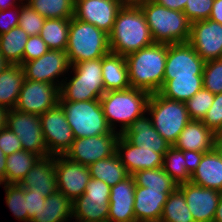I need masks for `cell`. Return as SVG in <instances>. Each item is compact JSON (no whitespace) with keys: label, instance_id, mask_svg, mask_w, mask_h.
Segmentation results:
<instances>
[{"label":"cell","instance_id":"1","mask_svg":"<svg viewBox=\"0 0 222 222\" xmlns=\"http://www.w3.org/2000/svg\"><path fill=\"white\" fill-rule=\"evenodd\" d=\"M108 36L111 53L123 56L155 43L140 7H122Z\"/></svg>","mask_w":222,"mask_h":222},{"label":"cell","instance_id":"2","mask_svg":"<svg viewBox=\"0 0 222 222\" xmlns=\"http://www.w3.org/2000/svg\"><path fill=\"white\" fill-rule=\"evenodd\" d=\"M131 88L158 93L164 83L167 44L154 43L125 56Z\"/></svg>","mask_w":222,"mask_h":222},{"label":"cell","instance_id":"3","mask_svg":"<svg viewBox=\"0 0 222 222\" xmlns=\"http://www.w3.org/2000/svg\"><path fill=\"white\" fill-rule=\"evenodd\" d=\"M150 95L149 92L137 88L105 92L100 102L112 131L122 134L134 120L147 113Z\"/></svg>","mask_w":222,"mask_h":222},{"label":"cell","instance_id":"4","mask_svg":"<svg viewBox=\"0 0 222 222\" xmlns=\"http://www.w3.org/2000/svg\"><path fill=\"white\" fill-rule=\"evenodd\" d=\"M70 70L59 88V101L97 100L104 95L101 58L73 64Z\"/></svg>","mask_w":222,"mask_h":222},{"label":"cell","instance_id":"5","mask_svg":"<svg viewBox=\"0 0 222 222\" xmlns=\"http://www.w3.org/2000/svg\"><path fill=\"white\" fill-rule=\"evenodd\" d=\"M140 8L155 43L188 42L191 22L183 12L168 9L154 0H146Z\"/></svg>","mask_w":222,"mask_h":222},{"label":"cell","instance_id":"6","mask_svg":"<svg viewBox=\"0 0 222 222\" xmlns=\"http://www.w3.org/2000/svg\"><path fill=\"white\" fill-rule=\"evenodd\" d=\"M65 52L71 65L102 58L111 52L109 36L96 26L72 17Z\"/></svg>","mask_w":222,"mask_h":222},{"label":"cell","instance_id":"7","mask_svg":"<svg viewBox=\"0 0 222 222\" xmlns=\"http://www.w3.org/2000/svg\"><path fill=\"white\" fill-rule=\"evenodd\" d=\"M147 114L153 127L171 146L191 120L185 102L165 98L159 93L150 95Z\"/></svg>","mask_w":222,"mask_h":222},{"label":"cell","instance_id":"8","mask_svg":"<svg viewBox=\"0 0 222 222\" xmlns=\"http://www.w3.org/2000/svg\"><path fill=\"white\" fill-rule=\"evenodd\" d=\"M75 139L103 134H119L109 127L100 99L88 101H59Z\"/></svg>","mask_w":222,"mask_h":222},{"label":"cell","instance_id":"9","mask_svg":"<svg viewBox=\"0 0 222 222\" xmlns=\"http://www.w3.org/2000/svg\"><path fill=\"white\" fill-rule=\"evenodd\" d=\"M6 127L19 138L23 150L34 153L40 158L50 155L43 137L39 115L11 109L7 114Z\"/></svg>","mask_w":222,"mask_h":222},{"label":"cell","instance_id":"10","mask_svg":"<svg viewBox=\"0 0 222 222\" xmlns=\"http://www.w3.org/2000/svg\"><path fill=\"white\" fill-rule=\"evenodd\" d=\"M21 66L25 79L51 83L60 88L71 64L65 51L50 49L40 58L25 62Z\"/></svg>","mask_w":222,"mask_h":222},{"label":"cell","instance_id":"11","mask_svg":"<svg viewBox=\"0 0 222 222\" xmlns=\"http://www.w3.org/2000/svg\"><path fill=\"white\" fill-rule=\"evenodd\" d=\"M43 137L50 155H64L74 141L66 114L58 103L40 116Z\"/></svg>","mask_w":222,"mask_h":222},{"label":"cell","instance_id":"12","mask_svg":"<svg viewBox=\"0 0 222 222\" xmlns=\"http://www.w3.org/2000/svg\"><path fill=\"white\" fill-rule=\"evenodd\" d=\"M119 137L120 134H103L74 139L64 156L74 162L89 166L100 159L116 154Z\"/></svg>","mask_w":222,"mask_h":222},{"label":"cell","instance_id":"13","mask_svg":"<svg viewBox=\"0 0 222 222\" xmlns=\"http://www.w3.org/2000/svg\"><path fill=\"white\" fill-rule=\"evenodd\" d=\"M59 97L57 85L24 79L14 109L41 116L59 103Z\"/></svg>","mask_w":222,"mask_h":222},{"label":"cell","instance_id":"14","mask_svg":"<svg viewBox=\"0 0 222 222\" xmlns=\"http://www.w3.org/2000/svg\"><path fill=\"white\" fill-rule=\"evenodd\" d=\"M205 61L188 43L167 44L164 79L203 75Z\"/></svg>","mask_w":222,"mask_h":222},{"label":"cell","instance_id":"15","mask_svg":"<svg viewBox=\"0 0 222 222\" xmlns=\"http://www.w3.org/2000/svg\"><path fill=\"white\" fill-rule=\"evenodd\" d=\"M58 191L74 201L85 193L91 179L88 166L68 159L64 155L54 156Z\"/></svg>","mask_w":222,"mask_h":222},{"label":"cell","instance_id":"16","mask_svg":"<svg viewBox=\"0 0 222 222\" xmlns=\"http://www.w3.org/2000/svg\"><path fill=\"white\" fill-rule=\"evenodd\" d=\"M188 43L205 62L222 58V24L210 19L192 22Z\"/></svg>","mask_w":222,"mask_h":222},{"label":"cell","instance_id":"17","mask_svg":"<svg viewBox=\"0 0 222 222\" xmlns=\"http://www.w3.org/2000/svg\"><path fill=\"white\" fill-rule=\"evenodd\" d=\"M121 8L116 0H75L73 17L109 34Z\"/></svg>","mask_w":222,"mask_h":222},{"label":"cell","instance_id":"18","mask_svg":"<svg viewBox=\"0 0 222 222\" xmlns=\"http://www.w3.org/2000/svg\"><path fill=\"white\" fill-rule=\"evenodd\" d=\"M178 188L183 192L195 222H213L221 191L201 187L191 182L181 183Z\"/></svg>","mask_w":222,"mask_h":222},{"label":"cell","instance_id":"19","mask_svg":"<svg viewBox=\"0 0 222 222\" xmlns=\"http://www.w3.org/2000/svg\"><path fill=\"white\" fill-rule=\"evenodd\" d=\"M116 154L130 175L141 170L155 169L163 166L164 156L161 153L135 146L121 134L117 141Z\"/></svg>","mask_w":222,"mask_h":222},{"label":"cell","instance_id":"20","mask_svg":"<svg viewBox=\"0 0 222 222\" xmlns=\"http://www.w3.org/2000/svg\"><path fill=\"white\" fill-rule=\"evenodd\" d=\"M135 180L129 175L111 186L108 222H136L134 213Z\"/></svg>","mask_w":222,"mask_h":222},{"label":"cell","instance_id":"21","mask_svg":"<svg viewBox=\"0 0 222 222\" xmlns=\"http://www.w3.org/2000/svg\"><path fill=\"white\" fill-rule=\"evenodd\" d=\"M121 135L133 145L151 149L163 156L171 146L153 127L147 113L134 120Z\"/></svg>","mask_w":222,"mask_h":222},{"label":"cell","instance_id":"22","mask_svg":"<svg viewBox=\"0 0 222 222\" xmlns=\"http://www.w3.org/2000/svg\"><path fill=\"white\" fill-rule=\"evenodd\" d=\"M19 185L33 192L41 193L46 198L58 191L54 156L39 158Z\"/></svg>","mask_w":222,"mask_h":222},{"label":"cell","instance_id":"23","mask_svg":"<svg viewBox=\"0 0 222 222\" xmlns=\"http://www.w3.org/2000/svg\"><path fill=\"white\" fill-rule=\"evenodd\" d=\"M174 190H155L136 186L134 194V213L137 221L160 220L164 204Z\"/></svg>","mask_w":222,"mask_h":222},{"label":"cell","instance_id":"24","mask_svg":"<svg viewBox=\"0 0 222 222\" xmlns=\"http://www.w3.org/2000/svg\"><path fill=\"white\" fill-rule=\"evenodd\" d=\"M215 135L202 121L190 120L173 146L182 151L193 150L207 153L215 147Z\"/></svg>","mask_w":222,"mask_h":222},{"label":"cell","instance_id":"25","mask_svg":"<svg viewBox=\"0 0 222 222\" xmlns=\"http://www.w3.org/2000/svg\"><path fill=\"white\" fill-rule=\"evenodd\" d=\"M109 197L82 194L73 201V222H108Z\"/></svg>","mask_w":222,"mask_h":222},{"label":"cell","instance_id":"26","mask_svg":"<svg viewBox=\"0 0 222 222\" xmlns=\"http://www.w3.org/2000/svg\"><path fill=\"white\" fill-rule=\"evenodd\" d=\"M190 182L222 192V157L215 148L203 154L200 164L191 175Z\"/></svg>","mask_w":222,"mask_h":222},{"label":"cell","instance_id":"27","mask_svg":"<svg viewBox=\"0 0 222 222\" xmlns=\"http://www.w3.org/2000/svg\"><path fill=\"white\" fill-rule=\"evenodd\" d=\"M101 68L105 92L131 88L125 56L110 52L101 58Z\"/></svg>","mask_w":222,"mask_h":222},{"label":"cell","instance_id":"28","mask_svg":"<svg viewBox=\"0 0 222 222\" xmlns=\"http://www.w3.org/2000/svg\"><path fill=\"white\" fill-rule=\"evenodd\" d=\"M73 220V201L62 192L56 191L48 196L38 213L30 222H71Z\"/></svg>","mask_w":222,"mask_h":222},{"label":"cell","instance_id":"29","mask_svg":"<svg viewBox=\"0 0 222 222\" xmlns=\"http://www.w3.org/2000/svg\"><path fill=\"white\" fill-rule=\"evenodd\" d=\"M21 65H7L0 73V106L14 109L24 82Z\"/></svg>","mask_w":222,"mask_h":222},{"label":"cell","instance_id":"30","mask_svg":"<svg viewBox=\"0 0 222 222\" xmlns=\"http://www.w3.org/2000/svg\"><path fill=\"white\" fill-rule=\"evenodd\" d=\"M202 80L203 75L164 79L163 86L158 93L168 99L186 102L203 87Z\"/></svg>","mask_w":222,"mask_h":222},{"label":"cell","instance_id":"31","mask_svg":"<svg viewBox=\"0 0 222 222\" xmlns=\"http://www.w3.org/2000/svg\"><path fill=\"white\" fill-rule=\"evenodd\" d=\"M29 35L19 26L0 35V54L9 65H22Z\"/></svg>","mask_w":222,"mask_h":222},{"label":"cell","instance_id":"32","mask_svg":"<svg viewBox=\"0 0 222 222\" xmlns=\"http://www.w3.org/2000/svg\"><path fill=\"white\" fill-rule=\"evenodd\" d=\"M88 169L91 178L102 180L110 187L116 185L130 175L117 154L96 161L89 165Z\"/></svg>","mask_w":222,"mask_h":222},{"label":"cell","instance_id":"33","mask_svg":"<svg viewBox=\"0 0 222 222\" xmlns=\"http://www.w3.org/2000/svg\"><path fill=\"white\" fill-rule=\"evenodd\" d=\"M39 158L38 155L25 150L7 156L5 184H19Z\"/></svg>","mask_w":222,"mask_h":222},{"label":"cell","instance_id":"34","mask_svg":"<svg viewBox=\"0 0 222 222\" xmlns=\"http://www.w3.org/2000/svg\"><path fill=\"white\" fill-rule=\"evenodd\" d=\"M70 19L71 18H53L45 20L39 35L49 49L66 50Z\"/></svg>","mask_w":222,"mask_h":222},{"label":"cell","instance_id":"35","mask_svg":"<svg viewBox=\"0 0 222 222\" xmlns=\"http://www.w3.org/2000/svg\"><path fill=\"white\" fill-rule=\"evenodd\" d=\"M160 221L195 222L183 192L177 187L167 198Z\"/></svg>","mask_w":222,"mask_h":222},{"label":"cell","instance_id":"36","mask_svg":"<svg viewBox=\"0 0 222 222\" xmlns=\"http://www.w3.org/2000/svg\"><path fill=\"white\" fill-rule=\"evenodd\" d=\"M25 3L46 19L74 16L75 0H25Z\"/></svg>","mask_w":222,"mask_h":222},{"label":"cell","instance_id":"37","mask_svg":"<svg viewBox=\"0 0 222 222\" xmlns=\"http://www.w3.org/2000/svg\"><path fill=\"white\" fill-rule=\"evenodd\" d=\"M136 186L155 190H175L178 184L163 170L162 167L147 169L133 174Z\"/></svg>","mask_w":222,"mask_h":222},{"label":"cell","instance_id":"38","mask_svg":"<svg viewBox=\"0 0 222 222\" xmlns=\"http://www.w3.org/2000/svg\"><path fill=\"white\" fill-rule=\"evenodd\" d=\"M162 168L178 185L190 182L191 174L186 168L184 151L170 146L164 154Z\"/></svg>","mask_w":222,"mask_h":222},{"label":"cell","instance_id":"39","mask_svg":"<svg viewBox=\"0 0 222 222\" xmlns=\"http://www.w3.org/2000/svg\"><path fill=\"white\" fill-rule=\"evenodd\" d=\"M5 190V203L16 220L28 222L26 210L25 188L19 184H3Z\"/></svg>","mask_w":222,"mask_h":222},{"label":"cell","instance_id":"40","mask_svg":"<svg viewBox=\"0 0 222 222\" xmlns=\"http://www.w3.org/2000/svg\"><path fill=\"white\" fill-rule=\"evenodd\" d=\"M215 94L202 87L192 98L185 102L191 120L202 121L213 104Z\"/></svg>","mask_w":222,"mask_h":222},{"label":"cell","instance_id":"41","mask_svg":"<svg viewBox=\"0 0 222 222\" xmlns=\"http://www.w3.org/2000/svg\"><path fill=\"white\" fill-rule=\"evenodd\" d=\"M46 18L31 8L27 3L19 6V23L29 36H37L40 34Z\"/></svg>","mask_w":222,"mask_h":222},{"label":"cell","instance_id":"42","mask_svg":"<svg viewBox=\"0 0 222 222\" xmlns=\"http://www.w3.org/2000/svg\"><path fill=\"white\" fill-rule=\"evenodd\" d=\"M202 82L211 93H222V58L205 62Z\"/></svg>","mask_w":222,"mask_h":222},{"label":"cell","instance_id":"43","mask_svg":"<svg viewBox=\"0 0 222 222\" xmlns=\"http://www.w3.org/2000/svg\"><path fill=\"white\" fill-rule=\"evenodd\" d=\"M214 0H187L183 13L192 23L209 19Z\"/></svg>","mask_w":222,"mask_h":222},{"label":"cell","instance_id":"44","mask_svg":"<svg viewBox=\"0 0 222 222\" xmlns=\"http://www.w3.org/2000/svg\"><path fill=\"white\" fill-rule=\"evenodd\" d=\"M202 122L215 134L222 131V93L216 94Z\"/></svg>","mask_w":222,"mask_h":222},{"label":"cell","instance_id":"45","mask_svg":"<svg viewBox=\"0 0 222 222\" xmlns=\"http://www.w3.org/2000/svg\"><path fill=\"white\" fill-rule=\"evenodd\" d=\"M49 50L50 49L48 48L45 41L40 37V35L29 36L25 45L23 63L38 59Z\"/></svg>","mask_w":222,"mask_h":222},{"label":"cell","instance_id":"46","mask_svg":"<svg viewBox=\"0 0 222 222\" xmlns=\"http://www.w3.org/2000/svg\"><path fill=\"white\" fill-rule=\"evenodd\" d=\"M0 148L3 150L6 156H9L14 152L23 150L21 141L16 136V134L8 127L0 130Z\"/></svg>","mask_w":222,"mask_h":222},{"label":"cell","instance_id":"47","mask_svg":"<svg viewBox=\"0 0 222 222\" xmlns=\"http://www.w3.org/2000/svg\"><path fill=\"white\" fill-rule=\"evenodd\" d=\"M19 23V6L0 10V35L7 33Z\"/></svg>","mask_w":222,"mask_h":222},{"label":"cell","instance_id":"48","mask_svg":"<svg viewBox=\"0 0 222 222\" xmlns=\"http://www.w3.org/2000/svg\"><path fill=\"white\" fill-rule=\"evenodd\" d=\"M46 200L45 196H42L41 193L33 192L30 189H25V201H26V210L28 212V222L33 217L34 214L38 213L42 208Z\"/></svg>","mask_w":222,"mask_h":222},{"label":"cell","instance_id":"49","mask_svg":"<svg viewBox=\"0 0 222 222\" xmlns=\"http://www.w3.org/2000/svg\"><path fill=\"white\" fill-rule=\"evenodd\" d=\"M111 187L102 180L91 178L86 186V195L110 196Z\"/></svg>","mask_w":222,"mask_h":222},{"label":"cell","instance_id":"50","mask_svg":"<svg viewBox=\"0 0 222 222\" xmlns=\"http://www.w3.org/2000/svg\"><path fill=\"white\" fill-rule=\"evenodd\" d=\"M204 152L193 150L184 151V159L186 161L187 171L192 175L200 164Z\"/></svg>","mask_w":222,"mask_h":222},{"label":"cell","instance_id":"51","mask_svg":"<svg viewBox=\"0 0 222 222\" xmlns=\"http://www.w3.org/2000/svg\"><path fill=\"white\" fill-rule=\"evenodd\" d=\"M159 5L168 9L183 12L187 0H154Z\"/></svg>","mask_w":222,"mask_h":222},{"label":"cell","instance_id":"52","mask_svg":"<svg viewBox=\"0 0 222 222\" xmlns=\"http://www.w3.org/2000/svg\"><path fill=\"white\" fill-rule=\"evenodd\" d=\"M209 19L222 24V0H214Z\"/></svg>","mask_w":222,"mask_h":222},{"label":"cell","instance_id":"53","mask_svg":"<svg viewBox=\"0 0 222 222\" xmlns=\"http://www.w3.org/2000/svg\"><path fill=\"white\" fill-rule=\"evenodd\" d=\"M25 0H0V10L10 9L15 6H20Z\"/></svg>","mask_w":222,"mask_h":222},{"label":"cell","instance_id":"54","mask_svg":"<svg viewBox=\"0 0 222 222\" xmlns=\"http://www.w3.org/2000/svg\"><path fill=\"white\" fill-rule=\"evenodd\" d=\"M7 156L4 154L3 150L0 148V182L5 184V168H6Z\"/></svg>","mask_w":222,"mask_h":222},{"label":"cell","instance_id":"55","mask_svg":"<svg viewBox=\"0 0 222 222\" xmlns=\"http://www.w3.org/2000/svg\"><path fill=\"white\" fill-rule=\"evenodd\" d=\"M121 7H140L146 0H116Z\"/></svg>","mask_w":222,"mask_h":222},{"label":"cell","instance_id":"56","mask_svg":"<svg viewBox=\"0 0 222 222\" xmlns=\"http://www.w3.org/2000/svg\"><path fill=\"white\" fill-rule=\"evenodd\" d=\"M8 109L0 106V130L6 127Z\"/></svg>","mask_w":222,"mask_h":222},{"label":"cell","instance_id":"57","mask_svg":"<svg viewBox=\"0 0 222 222\" xmlns=\"http://www.w3.org/2000/svg\"><path fill=\"white\" fill-rule=\"evenodd\" d=\"M214 148L217 150V152L222 157V131L216 133V135H215V147Z\"/></svg>","mask_w":222,"mask_h":222},{"label":"cell","instance_id":"58","mask_svg":"<svg viewBox=\"0 0 222 222\" xmlns=\"http://www.w3.org/2000/svg\"><path fill=\"white\" fill-rule=\"evenodd\" d=\"M213 222H222V194L220 196Z\"/></svg>","mask_w":222,"mask_h":222},{"label":"cell","instance_id":"59","mask_svg":"<svg viewBox=\"0 0 222 222\" xmlns=\"http://www.w3.org/2000/svg\"><path fill=\"white\" fill-rule=\"evenodd\" d=\"M8 65V63L2 58L0 54V73Z\"/></svg>","mask_w":222,"mask_h":222},{"label":"cell","instance_id":"60","mask_svg":"<svg viewBox=\"0 0 222 222\" xmlns=\"http://www.w3.org/2000/svg\"><path fill=\"white\" fill-rule=\"evenodd\" d=\"M137 222H162L160 220H155V221H137Z\"/></svg>","mask_w":222,"mask_h":222}]
</instances>
